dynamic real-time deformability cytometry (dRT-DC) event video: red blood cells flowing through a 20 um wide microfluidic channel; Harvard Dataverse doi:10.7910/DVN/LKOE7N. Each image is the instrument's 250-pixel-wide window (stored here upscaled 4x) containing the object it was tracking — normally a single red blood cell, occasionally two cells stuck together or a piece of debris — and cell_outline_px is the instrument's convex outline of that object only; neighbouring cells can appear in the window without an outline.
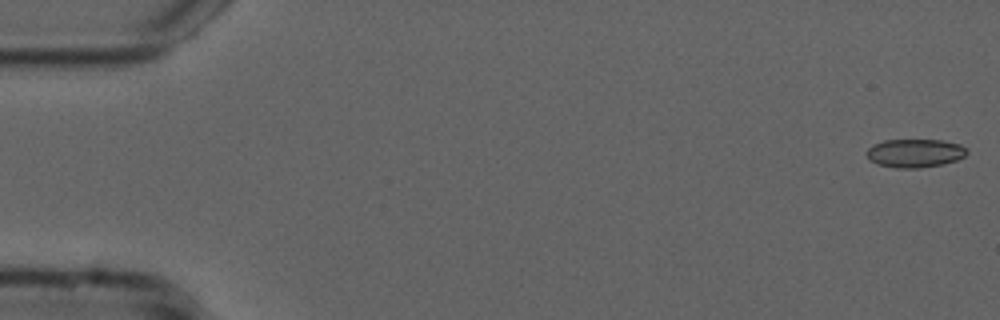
{"species": "common noctule bat (a hibernating species)", "species_latin": "Nyctalus noctula", "temperature_condition": "cold", "stored_images_in_passage": 54, "camera_frame_rate_fps": 3000, "um_per_image_px": 0.085, "animal": {"sex": "male", "forearm_length_mm": 52.5}, "frame": {"image": 1, "passage_image": 1, "time_ms": 0.0, "image_size_px": [1000, 320], "cell_outline_px": [[968, 152], [964, 156], [956, 160], [940, 164], [920, 168], [896, 168], [876, 164], [868, 160], [864, 152], [872, 144], [884, 140], [940, 140], [960, 144], [968, 148]], "centroid_in_image_um": [77.71, 13.01], "position_along_channel_um": 7.3, "area_um2": 16.82}}
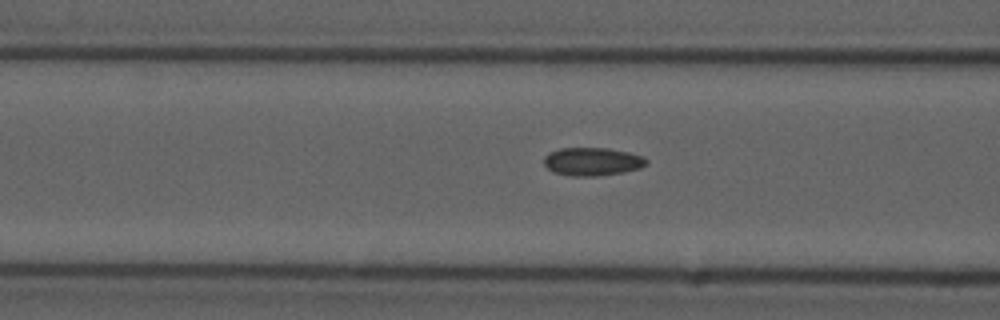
{"frame": {"image": 2, "passage_image": 21, "time_ms": 6.667, "image_size_px": [1000, 320], "cell_outline_px": [[648, 164], [640, 168], [620, 172], [596, 176], [568, 176], [552, 172], [544, 164], [544, 156], [548, 152], [560, 148], [608, 148], [628, 152], [644, 156], [648, 160]], "centroid_in_image_um": [50.33, 13.73], "position_along_channel_um": 116.3, "area_um2": 16.94}}
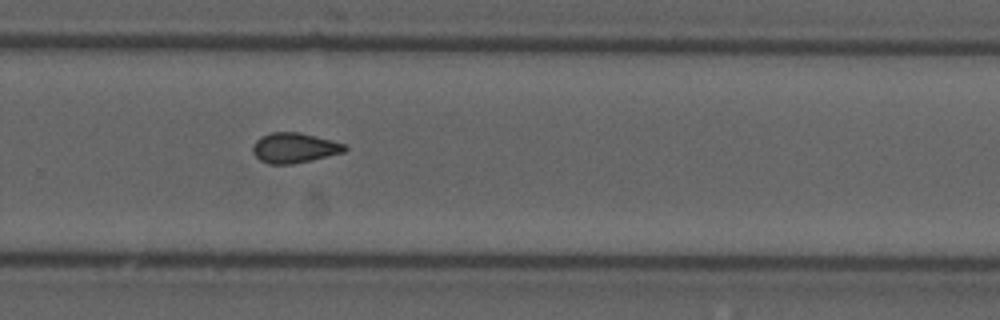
{"frame": {"image": 3, "passage_image": 36, "time_ms": 11.667, "image_size_px": [1000, 320], "cell_outline_px": [[348, 148], [344, 152], [292, 164], [268, 164], [260, 160], [252, 152], [252, 148], [256, 140], [260, 136], [272, 132], [300, 132], [344, 144]], "centroid_in_image_um": [24.97, 12.56], "position_along_channel_um": 304.8, "area_um2": 15.95}, "authors_computed_cell_mechanics": {"area_um2": 16.184, "velocity_mm_per_s": 3.7777, "shape_relaxation_time_tau1_ms": null, "shape_relaxation_time_tau2_ms": 2.2845, "deformation_change_tau1": null, "deformation_change_tau2": 0.0883}}